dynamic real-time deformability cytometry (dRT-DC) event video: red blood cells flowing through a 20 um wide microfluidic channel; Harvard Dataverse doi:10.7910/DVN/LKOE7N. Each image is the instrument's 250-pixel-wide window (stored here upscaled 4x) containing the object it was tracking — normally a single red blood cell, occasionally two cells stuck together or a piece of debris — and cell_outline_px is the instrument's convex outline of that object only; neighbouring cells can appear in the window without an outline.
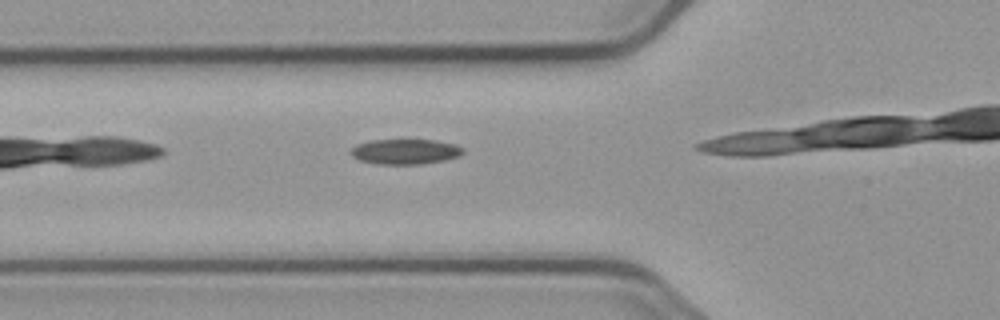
{"species": "common noctule bat (a hibernating species)", "species_latin": "Nyctalus noctula", "temperature_condition": "cold", "stored_images_in_passage": 5, "camera_frame_rate_fps": 3000, "um_per_image_px": 0.085, "animal": {"sex": "male", "body_mass_g": 23.1, "forearm_length_mm": 52.7}, "frame": {"image": 1, "passage_image": 2, "time_ms": 1.333, "image_size_px": [1000, 320], "cell_outline_px": [[464, 152], [460, 156], [444, 160], [420, 164], [380, 164], [360, 160], [352, 156], [348, 152], [356, 144], [372, 140], [436, 140], [456, 144], [464, 148]], "centroid_in_image_um": [34.46, 12.88], "position_along_channel_um": 91.3, "area_um2": 16.53}}
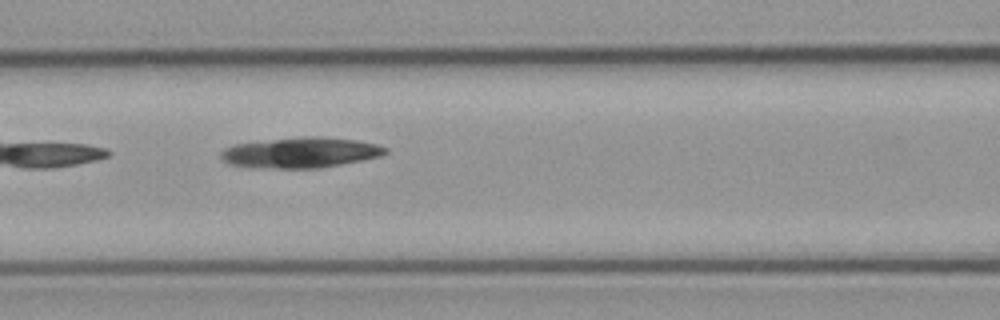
{"frame": {"image": 2, "passage_image": 5, "time_ms": 4.667, "image_size_px": [1000, 320], "cell_outline_px": [[388, 152], [380, 156], [320, 168], [276, 168], [228, 164], [220, 156], [220, 152], [224, 148], [236, 144], [300, 136], [320, 136], [356, 140], [376, 144], [388, 148]], "centroid_in_image_um": [25.57, 12.96], "position_along_channel_um": 141.0, "area_um2": 28.9}}